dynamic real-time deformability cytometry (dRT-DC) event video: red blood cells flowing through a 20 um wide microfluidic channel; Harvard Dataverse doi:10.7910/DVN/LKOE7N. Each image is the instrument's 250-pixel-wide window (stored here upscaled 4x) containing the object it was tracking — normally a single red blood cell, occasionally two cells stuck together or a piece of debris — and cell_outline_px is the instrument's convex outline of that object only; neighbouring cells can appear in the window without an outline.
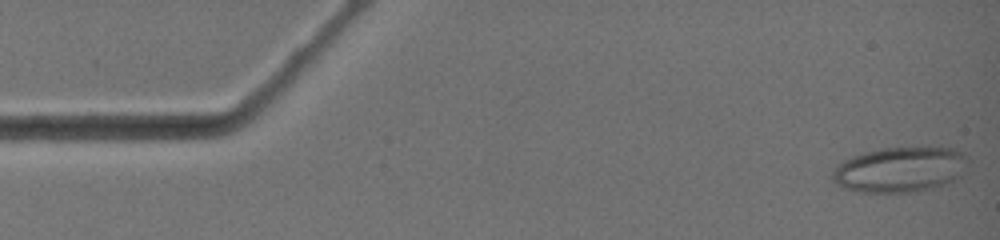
{"species": "common noctule bat (a hibernating species)", "species_latin": "Nyctalus noctula", "temperature_condition": "warm", "stored_images_in_passage": 10, "camera_frame_rate_fps": 3000, "um_per_image_px": 0.085, "animal": {"sex": "female", "body_mass_g": 19.0, "forearm_length_mm": 51.5}, "frame": {"image": 1, "passage_image": 1, "time_ms": 0.0, "image_size_px": [1000, 240], "cell_outline_px": [[964, 156], [960, 176], [944, 184], [916, 192], [860, 192], [844, 188], [836, 184], [832, 180], [832, 172], [844, 160], [864, 152], [884, 148], [952, 148], [964, 152]], "centroid_in_image_um": [76.43, 14.42], "position_along_channel_um": 8.6, "area_um2": 34.97}}